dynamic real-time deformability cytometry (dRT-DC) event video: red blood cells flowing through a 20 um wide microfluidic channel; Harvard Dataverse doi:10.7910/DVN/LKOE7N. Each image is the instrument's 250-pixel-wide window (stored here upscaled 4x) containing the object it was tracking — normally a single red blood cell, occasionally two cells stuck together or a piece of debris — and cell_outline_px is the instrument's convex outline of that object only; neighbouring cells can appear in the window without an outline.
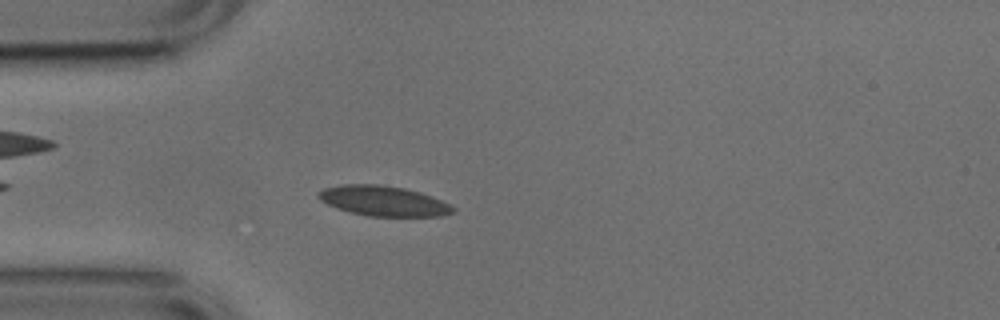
{"species": "common noctule bat (a hibernating species)", "species_latin": "Nyctalus noctula", "temperature_condition": "cold", "stored_images_in_passage": 42, "camera_frame_rate_fps": 3000, "um_per_image_px": 0.085, "animal": {"sex": "male", "body_mass_g": 17.9, "forearm_length_mm": 54.2}, "frame": {"image": 1, "passage_image": 6, "time_ms": 1.667, "image_size_px": [1000, 320], "cell_outline_px": [[456, 212], [440, 216], [368, 216], [348, 212], [336, 208], [320, 200], [316, 196], [316, 192], [324, 188], [344, 184], [380, 184], [404, 188], [420, 192], [432, 196], [456, 208]], "centroid_in_image_um": [32.56, 17.08], "position_along_channel_um": 52.4, "area_um2": 23.76}}
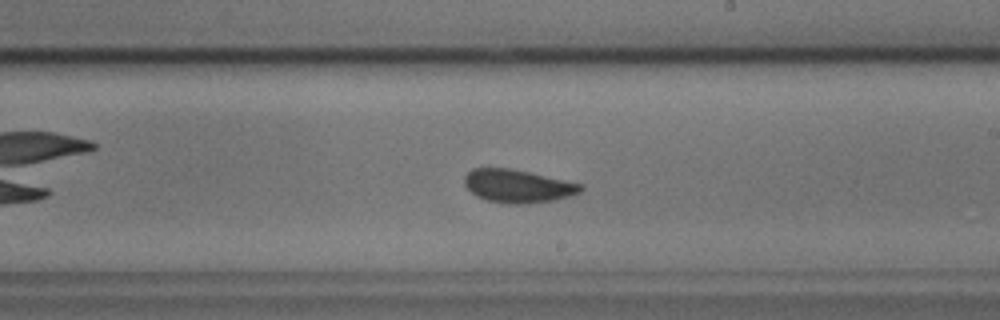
{"frame": {"image": 2, "passage_image": 22, "time_ms": 7.0, "image_size_px": [1000, 320], "cell_outline_px": [[584, 188], [580, 192], [568, 196], [552, 200], [528, 204], [504, 204], [488, 200], [476, 196], [464, 184], [464, 176], [472, 168], [508, 168], [528, 172], [584, 184]], "centroid_in_image_um": [44.0, 15.82], "position_along_channel_um": 245.0, "area_um2": 22.37}}
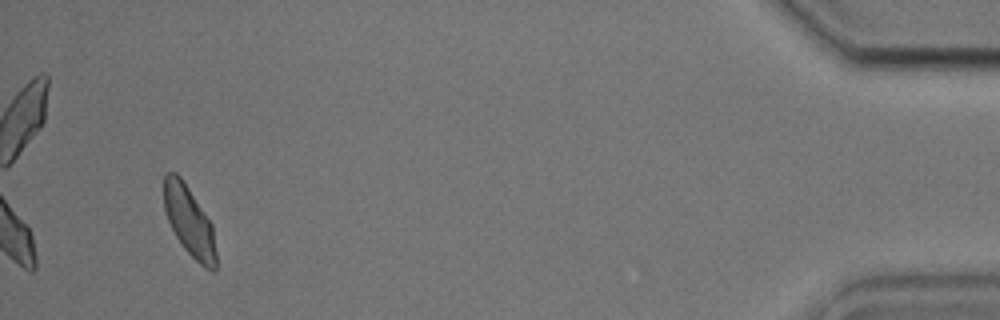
{"frame": {"image": 3, "passage_image": 42, "time_ms": 13.667, "image_size_px": [1000, 320], "cell_outline_px": [[216, 268], [212, 272], [204, 268], [184, 248], [176, 236], [168, 220], [164, 208], [164, 176], [168, 172], [176, 172], [180, 176], [212, 224], [216, 252]], "centroid_in_image_um": [16.09, 18.83], "position_along_channel_um": 419.1, "area_um2": 20.92}, "authors_computed_cell_mechanics": {"area_um2": 22.4842, "velocity_mm_per_s": 3.7475, "shape_relaxation_time_tau1_ms": 4.1539, "shape_relaxation_time_tau2_ms": 0.8451, "deformation_change_tau1": 0.0849, "deformation_change_tau2": 0.0392}}